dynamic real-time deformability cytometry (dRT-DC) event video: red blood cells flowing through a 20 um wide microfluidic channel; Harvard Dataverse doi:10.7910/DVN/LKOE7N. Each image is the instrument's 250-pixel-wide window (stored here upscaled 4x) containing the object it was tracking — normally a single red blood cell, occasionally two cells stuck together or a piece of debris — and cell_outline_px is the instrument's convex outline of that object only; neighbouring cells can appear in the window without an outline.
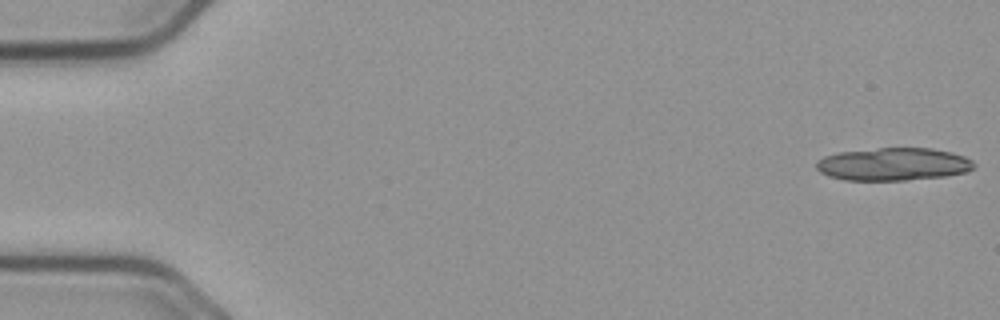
{"species": "common noctule bat (a hibernating species)", "species_latin": "Nyctalus noctula", "temperature_condition": "cold", "stored_images_in_passage": 16, "camera_frame_rate_fps": 3000, "um_per_image_px": 0.085, "animal": {"sex": "male", "body_mass_g": 23.1, "forearm_length_mm": 52.7}, "frame": {"image": 1, "passage_image": 1, "time_ms": 0.0, "image_size_px": [1000, 320], "cell_outline_px": [[976, 164], [968, 172], [944, 176], [908, 180], [844, 180], [828, 176], [820, 172], [816, 168], [816, 160], [824, 156], [836, 152], [880, 148], [932, 148], [952, 152], [964, 156], [972, 160]], "centroid_in_image_um": [75.92, 13.95], "position_along_channel_um": 9.1, "area_um2": 30.35}}